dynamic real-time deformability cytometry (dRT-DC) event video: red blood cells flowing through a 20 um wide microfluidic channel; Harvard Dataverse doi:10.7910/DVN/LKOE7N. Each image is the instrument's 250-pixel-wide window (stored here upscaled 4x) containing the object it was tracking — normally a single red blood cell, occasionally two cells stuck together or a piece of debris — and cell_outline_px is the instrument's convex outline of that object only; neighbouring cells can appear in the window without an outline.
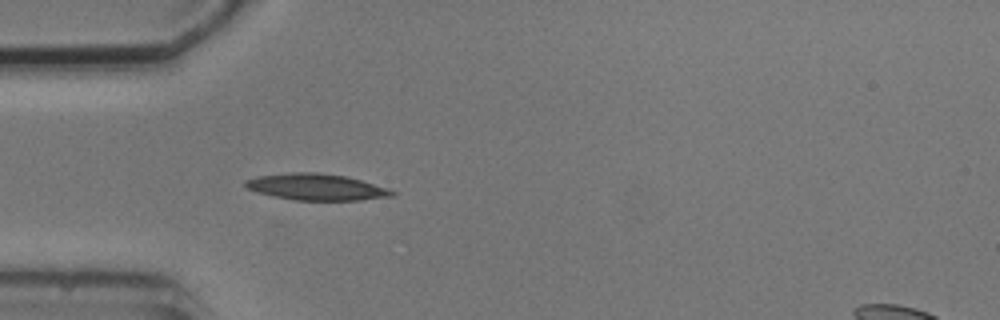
{"species": "common noctule bat (a hibernating species)", "species_latin": "Nyctalus noctula", "temperature_condition": "cold", "stored_images_in_passage": 3, "camera_frame_rate_fps": 3000, "um_per_image_px": 0.085, "animal": {"sex": "male", "body_mass_g": 20.5, "forearm_length_mm": 52.5}, "frame": {"image": 1, "passage_image": 3, "time_ms": 2.333, "image_size_px": [1000, 320], "cell_outline_px": [[396, 196], [360, 200], [296, 200], [272, 196], [256, 192], [248, 188], [244, 184], [244, 180], [256, 176], [292, 172], [316, 172], [348, 176], [388, 188], [396, 192]], "centroid_in_image_um": [26.9, 15.89], "position_along_channel_um": 58.1, "area_um2": 22.77}}